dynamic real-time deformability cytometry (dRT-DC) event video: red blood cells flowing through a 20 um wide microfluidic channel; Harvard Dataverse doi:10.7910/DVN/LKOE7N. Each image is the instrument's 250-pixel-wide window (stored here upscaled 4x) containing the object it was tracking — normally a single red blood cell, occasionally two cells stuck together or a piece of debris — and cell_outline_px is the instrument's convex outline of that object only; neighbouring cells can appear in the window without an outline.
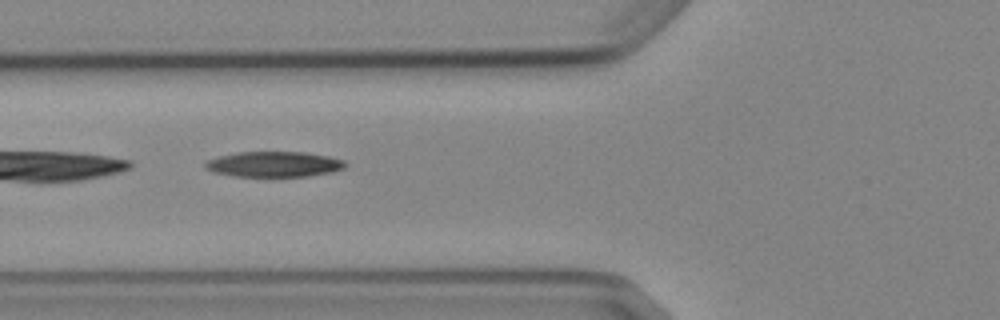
{"species": "Egyptian fruit bat (a non-hibernating species)", "species_latin": "Rousettus aegyptiacus", "temperature_condition": "cold", "stored_images_in_passage": 7, "camera_frame_rate_fps": 3000, "um_per_image_px": 0.085, "animal": {"sex": "female"}, "frame": {"image": 1, "passage_image": 4, "time_ms": 3.667, "image_size_px": [1000, 320], "cell_outline_px": [[348, 164], [344, 168], [332, 172], [308, 176], [232, 176], [212, 172], [204, 168], [204, 164], [208, 160], [220, 156], [236, 152], [304, 152], [328, 156], [344, 160]], "centroid_in_image_um": [23.29, 13.96], "position_along_channel_um": 102.5, "area_um2": 20.81}}